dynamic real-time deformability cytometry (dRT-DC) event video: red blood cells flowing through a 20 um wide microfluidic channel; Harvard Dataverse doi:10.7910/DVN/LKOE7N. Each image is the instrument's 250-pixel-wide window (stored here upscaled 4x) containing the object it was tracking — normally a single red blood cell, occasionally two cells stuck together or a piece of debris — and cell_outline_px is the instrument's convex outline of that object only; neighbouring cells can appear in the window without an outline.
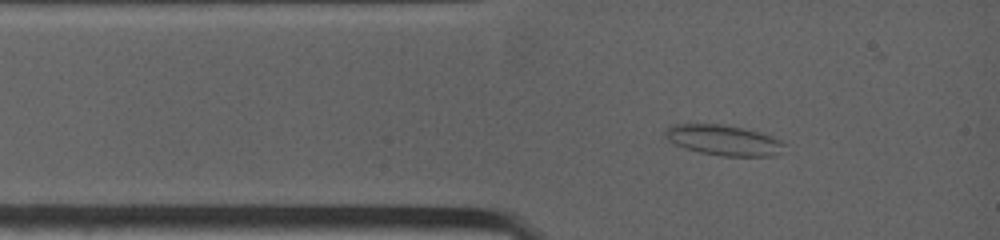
{"species": "common noctule bat (a hibernating species)", "species_latin": "Nyctalus noctula", "temperature_condition": "warm", "stored_images_in_passage": 3, "camera_frame_rate_fps": 4500, "um_per_image_px": 0.085, "animal": {"sex": "female", "body_mass_g": 19.0, "forearm_length_mm": 53.3}, "frame": {"image": 1, "passage_image": 3, "time_ms": 0.889, "image_size_px": [1000, 240], "cell_outline_px": [[788, 144], [776, 156], [724, 156], [700, 152], [676, 144], [668, 140], [664, 136], [664, 132], [668, 128], [676, 124], [724, 124], [744, 128], [760, 132], [772, 136]], "centroid_in_image_um": [61.57, 11.91], "position_along_channel_um": 23.4, "area_um2": 21.1}}